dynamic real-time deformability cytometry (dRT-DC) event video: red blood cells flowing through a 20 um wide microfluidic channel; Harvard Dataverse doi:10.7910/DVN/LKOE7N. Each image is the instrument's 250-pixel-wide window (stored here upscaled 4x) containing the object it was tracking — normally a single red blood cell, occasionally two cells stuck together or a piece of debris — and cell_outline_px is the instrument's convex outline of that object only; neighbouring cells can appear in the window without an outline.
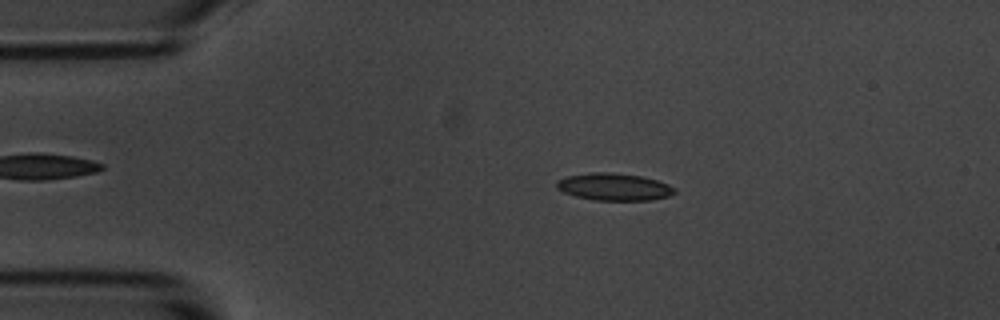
{"species": "common noctule bat (a hibernating species)", "species_latin": "Nyctalus noctula", "temperature_condition": "room temperature", "stored_images_in_passage": 5, "camera_frame_rate_fps": 3000, "um_per_image_px": 0.085, "animal": {"sex": "male", "body_mass_g": 20.1, "forearm_length_mm": 53.5}, "frame": {"image": 1, "passage_image": 3, "time_ms": 2.333, "image_size_px": [1000, 320], "cell_outline_px": [[676, 192], [668, 196], [652, 200], [596, 200], [576, 196], [564, 192], [556, 188], [556, 180], [564, 176], [588, 172], [612, 172], [640, 176], [656, 180], [668, 184], [676, 188]], "centroid_in_image_um": [52.16, 15.87], "position_along_channel_um": 32.8, "area_um2": 18.84}}
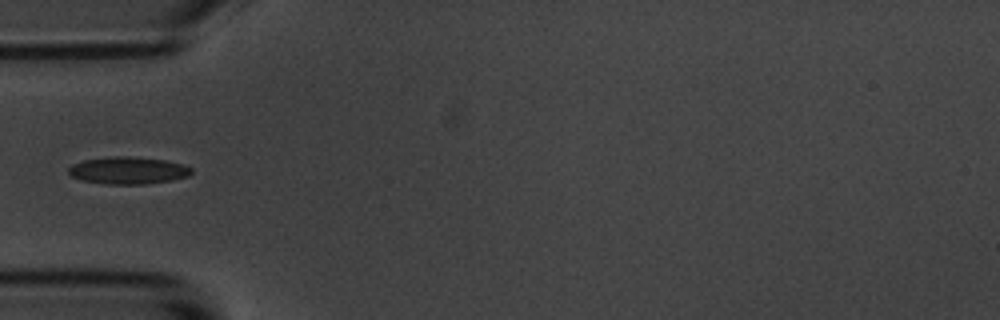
{"frame": {"image": 2, "passage_image": 5, "time_ms": 4.667, "image_size_px": [1000, 320], "cell_outline_px": [[192, 172], [188, 176], [172, 180], [144, 184], [108, 184], [80, 180], [72, 176], [68, 172], [68, 168], [72, 164], [84, 160], [116, 156], [124, 156], [164, 160], [184, 164], [192, 168]], "centroid_in_image_um": [10.89, 14.49], "position_along_channel_um": 74.1, "area_um2": 19.36}}